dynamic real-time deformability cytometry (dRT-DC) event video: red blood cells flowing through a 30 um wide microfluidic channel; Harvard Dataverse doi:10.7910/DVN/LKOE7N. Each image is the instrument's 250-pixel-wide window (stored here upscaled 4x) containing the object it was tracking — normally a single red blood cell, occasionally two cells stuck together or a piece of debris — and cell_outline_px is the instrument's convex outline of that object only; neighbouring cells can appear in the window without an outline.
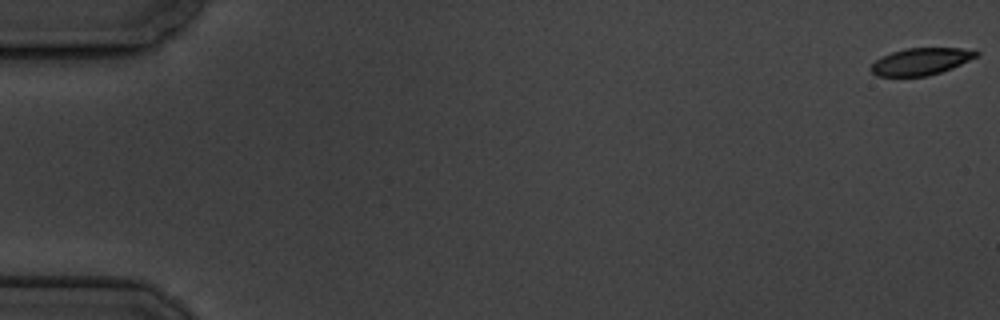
{"species": "common noctule bat (a hibernating species)", "species_latin": "Nyctalus noctula", "temperature_condition": "cold", "stored_images_in_passage": 3, "camera_frame_rate_fps": 3000, "um_per_image_px": 0.085, "animal": {"sex": "male", "body_mass_g": 19.5, "forearm_length_mm": 54.6}, "frame": {"image": 1, "passage_image": 1, "time_ms": 0.0, "image_size_px": [1000, 320], "cell_outline_px": [[980, 52], [976, 56], [952, 68], [928, 76], [876, 76], [868, 68], [880, 56], [892, 52], [908, 48], [976, 48]], "centroid_in_image_um": [78.27, 5.21], "position_along_channel_um": 6.7, "area_um2": 16.65}}